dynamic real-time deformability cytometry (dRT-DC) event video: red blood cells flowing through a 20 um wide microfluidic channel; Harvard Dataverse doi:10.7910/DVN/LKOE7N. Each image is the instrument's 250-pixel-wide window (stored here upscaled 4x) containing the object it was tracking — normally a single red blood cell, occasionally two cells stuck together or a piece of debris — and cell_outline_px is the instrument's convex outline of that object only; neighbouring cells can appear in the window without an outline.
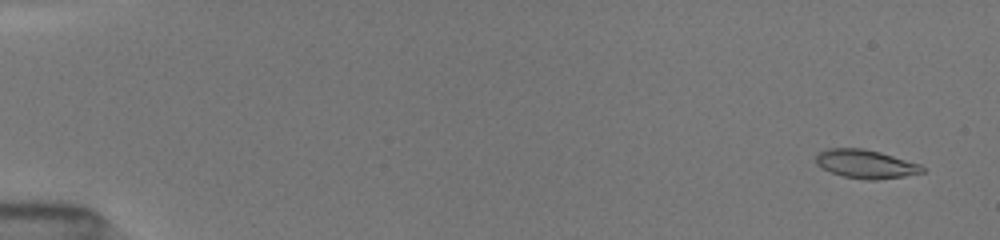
{"species": "common noctule bat (a hibernating species)", "species_latin": "Nyctalus noctula", "temperature_condition": "room temperature", "stored_images_in_passage": 52, "camera_frame_rate_fps": 3000, "um_per_image_px": 0.085, "animal": {"sex": "female", "body_mass_g": 19.5, "forearm_length_mm": 54.1}, "frame": {"image": 1, "passage_image": 3, "time_ms": 0.667, "image_size_px": [1000, 240], "cell_outline_px": [[924, 172], [904, 176], [876, 180], [868, 180], [844, 176], [832, 172], [816, 164], [816, 152], [828, 148], [864, 148], [880, 152], [920, 164], [924, 168]], "centroid_in_image_um": [73.57, 13.93], "position_along_channel_um": 11.4, "area_um2": 17.63}}
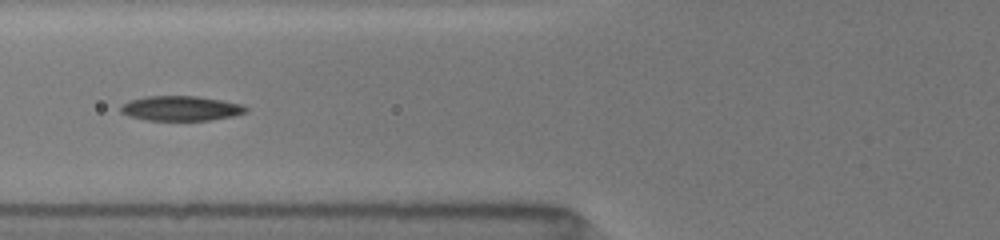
{"frame": {"image": 2, "passage_image": 22, "time_ms": 7.0, "image_size_px": [1000, 240], "cell_outline_px": [[248, 112], [232, 116], [208, 120], [148, 120], [128, 116], [120, 112], [120, 108], [128, 100], [144, 96], [196, 96], [244, 104], [248, 108]], "centroid_in_image_um": [15.37, 9.2], "position_along_channel_um": 110.4, "area_um2": 18.15}}
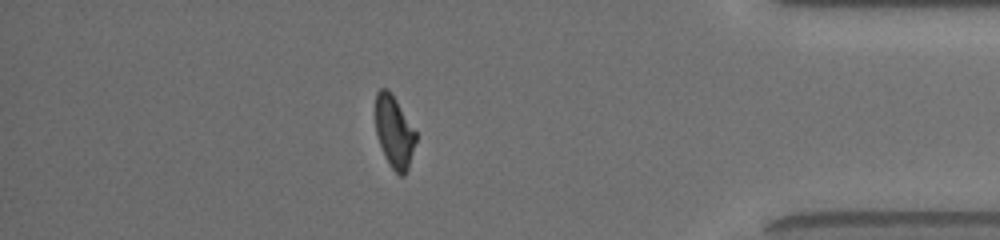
{"frame": {"image": 3, "passage_image": 46, "time_ms": 15.0, "image_size_px": [1000, 240], "cell_outline_px": [[416, 140], [408, 168], [404, 176], [400, 176], [392, 168], [384, 156], [376, 132], [376, 92], [380, 88], [388, 88], [396, 100], [416, 132]], "centroid_in_image_um": [33.5, 11.21], "position_along_channel_um": 401.7, "area_um2": 16.7}, "authors_computed_cell_mechanics": {"area_um2": 18.0336, "velocity_mm_per_s": 4.031, "shape_relaxation_time_tau1_ms": 3.6128, "shape_relaxation_time_tau2_ms": 3.4594, "deformation_change_tau1": 0.152, "deformation_change_tau2": 0.097}}